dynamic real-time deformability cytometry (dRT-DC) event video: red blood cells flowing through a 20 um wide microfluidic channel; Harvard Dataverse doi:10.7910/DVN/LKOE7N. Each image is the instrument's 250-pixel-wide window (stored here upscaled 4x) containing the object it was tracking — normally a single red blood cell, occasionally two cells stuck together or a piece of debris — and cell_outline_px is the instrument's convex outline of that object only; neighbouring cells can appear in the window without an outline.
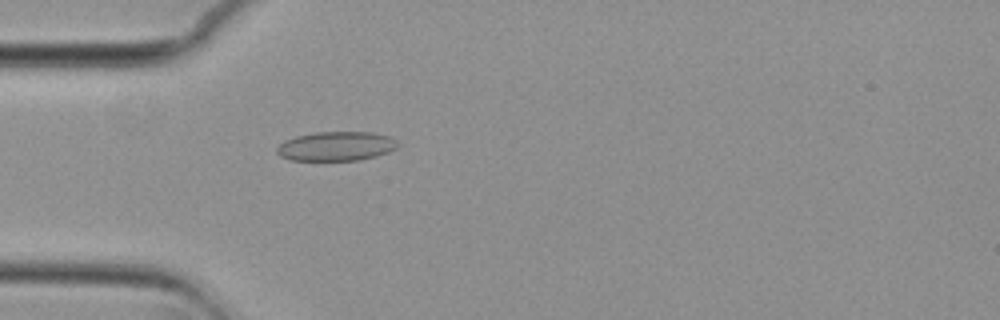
{"species": "common noctule bat (a hibernating species)", "species_latin": "Nyctalus noctula", "temperature_condition": "cold", "stored_images_in_passage": 44, "camera_frame_rate_fps": 3000, "um_per_image_px": 0.085, "animal": {"sex": "female", "body_mass_g": 29.2, "forearm_length_mm": 56.3}, "frame": {"image": 1, "passage_image": 5, "time_ms": 1.333, "image_size_px": [1000, 320], "cell_outline_px": [[400, 144], [396, 148], [388, 152], [376, 156], [360, 160], [288, 160], [280, 156], [276, 152], [276, 148], [284, 140], [296, 136], [316, 132], [372, 132], [388, 136], [396, 140]], "centroid_in_image_um": [28.57, 12.43], "position_along_channel_um": 56.4, "area_um2": 20.69}}
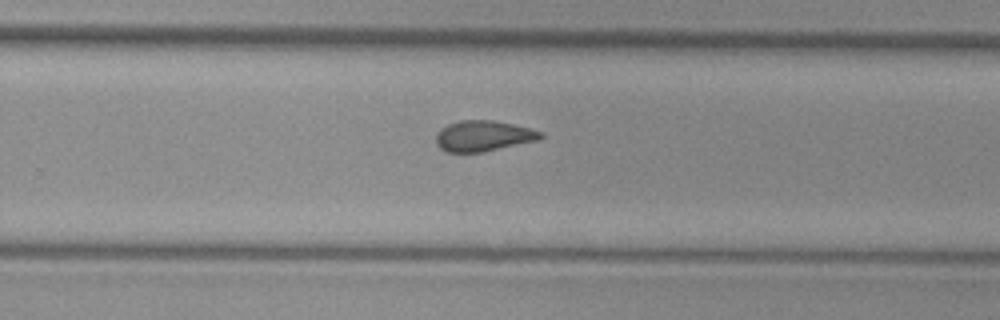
{"frame": {"image": 2, "passage_image": 24, "time_ms": 7.667, "image_size_px": [1000, 320], "cell_outline_px": [[544, 136], [536, 140], [484, 152], [444, 152], [436, 144], [436, 132], [448, 124], [460, 120], [492, 120], [532, 128], [544, 132]], "centroid_in_image_um": [41.07, 11.55], "position_along_channel_um": 288.7, "area_um2": 18.79}}
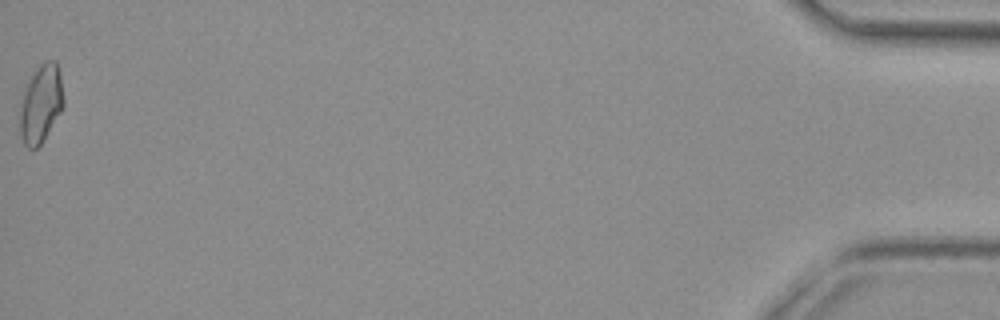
{"frame": {"image": 3, "passage_image": 44, "time_ms": 14.333, "image_size_px": [1000, 320], "cell_outline_px": [[64, 104], [60, 112], [40, 144], [36, 148], [28, 148], [24, 144], [20, 136], [20, 104], [24, 88], [40, 64], [44, 60], [56, 60], [60, 72], [64, 100]], "centroid_in_image_um": [3.47, 8.79], "position_along_channel_um": 431.7, "area_um2": 19.71}, "authors_computed_cell_mechanics": {"area_um2": 19.0162, "velocity_mm_per_s": 3.742, "shape_relaxation_time_tau1_ms": null, "shape_relaxation_time_tau2_ms": 2.18, "deformation_change_tau1": null, "deformation_change_tau2": 0.0775}}